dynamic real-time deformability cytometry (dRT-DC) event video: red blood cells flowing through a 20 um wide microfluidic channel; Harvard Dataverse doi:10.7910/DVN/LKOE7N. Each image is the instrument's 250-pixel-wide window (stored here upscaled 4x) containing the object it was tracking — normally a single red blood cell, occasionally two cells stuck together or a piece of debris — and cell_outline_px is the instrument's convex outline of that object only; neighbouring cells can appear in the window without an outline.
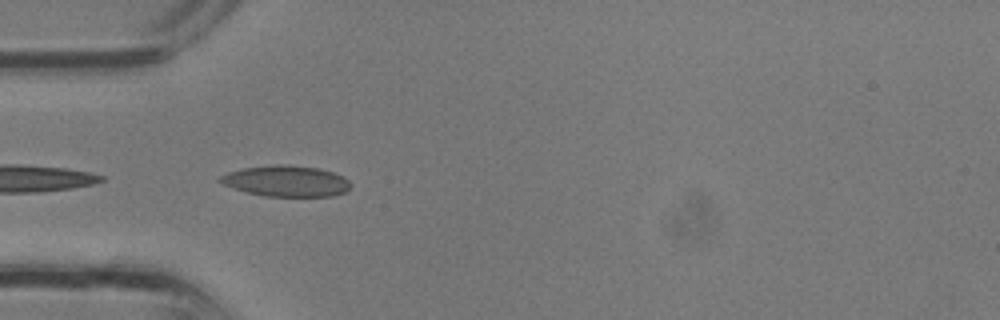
{"species": "common noctule bat (a hibernating species)", "species_latin": "Nyctalus noctula", "temperature_condition": "room temperature", "stored_images_in_passage": 26, "camera_frame_rate_fps": 3000, "um_per_image_px": 0.085, "animal": {"sex": "male", "body_mass_g": 13.3}, "frame": {"image": 1, "passage_image": 3, "time_ms": 0.667, "image_size_px": [1000, 320], "cell_outline_px": [[352, 184], [344, 192], [332, 196], [264, 196], [248, 192], [224, 184], [216, 180], [220, 176], [228, 172], [244, 168], [276, 164], [288, 164], [320, 168], [344, 176]], "centroid_in_image_um": [24.35, 15.38], "position_along_channel_um": 60.7, "area_um2": 23.47}}
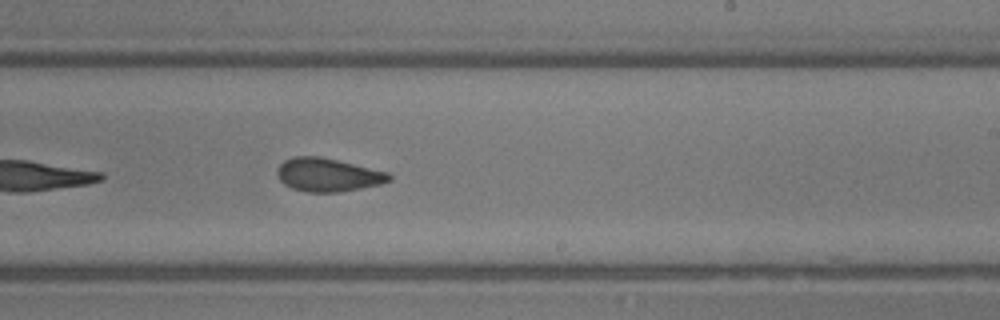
{"frame": {"image": 2, "passage_image": 13, "time_ms": 4.0, "image_size_px": [1000, 320], "cell_outline_px": [[392, 180], [380, 184], [340, 192], [308, 192], [292, 188], [284, 184], [280, 180], [276, 172], [280, 164], [284, 160], [292, 156], [320, 156], [388, 172], [392, 176]], "centroid_in_image_um": [27.86, 14.86], "position_along_channel_um": 261.1, "area_um2": 21.73}}
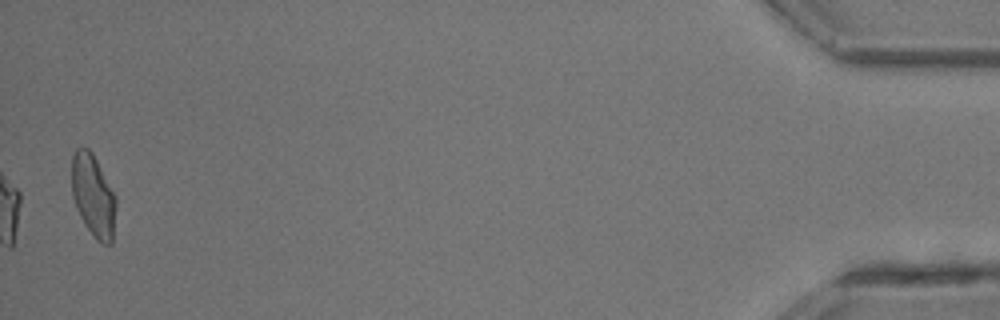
{"frame": {"image": 3, "passage_image": 26, "time_ms": 8.333, "image_size_px": [1000, 320], "cell_outline_px": [[116, 208], [112, 244], [104, 244], [96, 240], [84, 224], [76, 208], [72, 196], [72, 156], [76, 148], [88, 148], [92, 152], [116, 196]], "centroid_in_image_um": [7.93, 16.65], "position_along_channel_um": 427.3, "area_um2": 21.33}}